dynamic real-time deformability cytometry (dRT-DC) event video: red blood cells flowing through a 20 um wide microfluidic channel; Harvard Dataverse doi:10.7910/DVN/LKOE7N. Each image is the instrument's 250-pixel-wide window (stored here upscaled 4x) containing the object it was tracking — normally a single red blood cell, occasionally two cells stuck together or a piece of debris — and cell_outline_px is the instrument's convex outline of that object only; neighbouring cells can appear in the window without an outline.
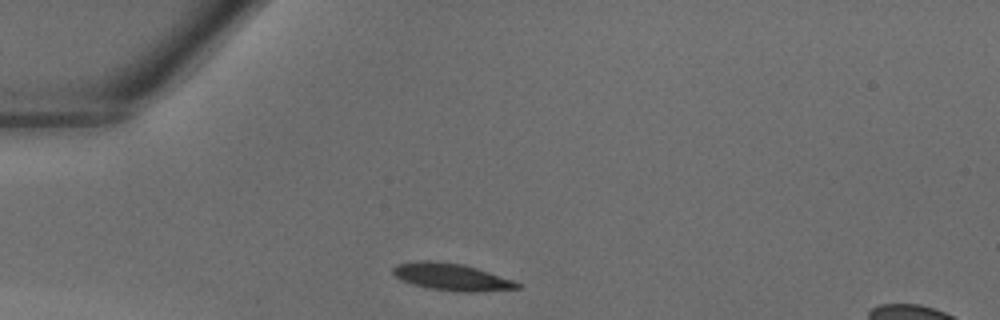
{"species": "common noctule bat (a hibernating species)", "species_latin": "Nyctalus noctula", "temperature_condition": "warm", "stored_images_in_passage": 32, "segment_of_instrument_passage": [1, 2], "camera_frame_rate_fps": 3000, "um_per_image_px": 0.085, "animal": {"sex": "male", "body_mass_g": 18.8}, "frame": {"image": 1, "passage_image": 1, "time_ms": 0.0, "image_size_px": [1000, 320], "cell_outline_px": [[520, 288], [476, 292], [460, 292], [428, 288], [412, 284], [396, 276], [392, 272], [392, 268], [396, 264], [416, 260], [428, 260], [464, 264], [512, 280], [520, 284]], "centroid_in_image_um": [38.34, 23.53], "position_along_channel_um": 46.7, "area_um2": 19.48}}
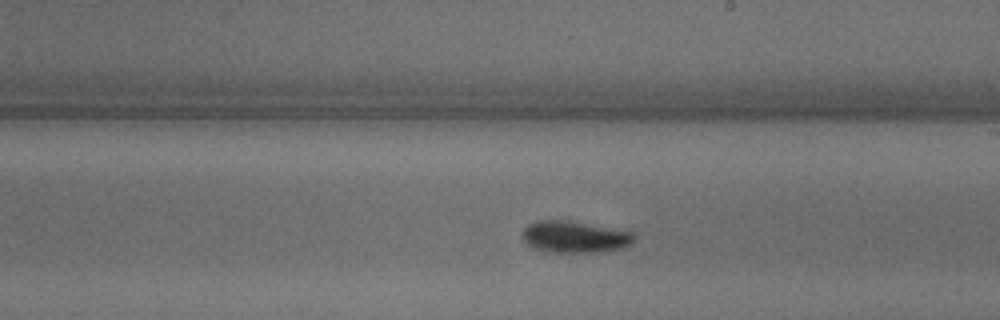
{"frame": {"image": 2, "passage_image": 14, "time_ms": 4.333, "image_size_px": [1000, 320], "cell_outline_px": [[636, 240], [620, 248], [600, 252], [552, 252], [532, 248], [520, 236], [524, 228], [528, 224], [536, 220], [564, 220], [636, 232]], "centroid_in_image_um": [48.83, 20.13], "position_along_channel_um": 240.2, "area_um2": 20.69}}
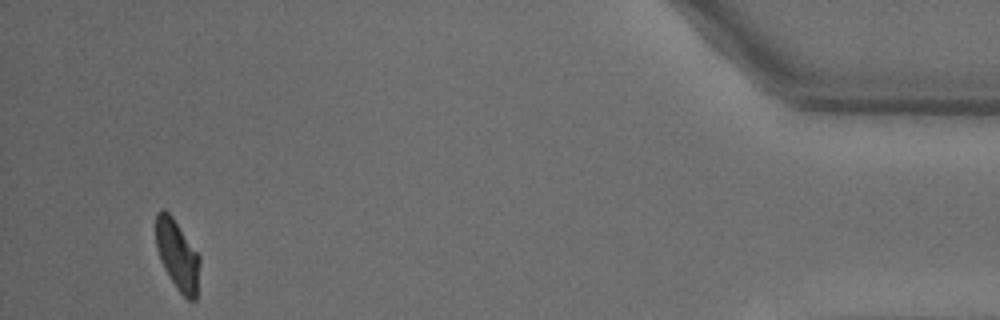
{"frame": {"image": 3, "passage_image": 29, "time_ms": 9.333, "image_size_px": [1000, 320], "cell_outline_px": [[200, 264], [196, 300], [188, 300], [176, 288], [164, 268], [160, 260], [156, 248], [156, 212], [160, 208], [164, 208], [172, 216], [200, 256]], "centroid_in_image_um": [15.07, 21.67], "position_along_channel_um": 420.1, "area_um2": 17.98}}